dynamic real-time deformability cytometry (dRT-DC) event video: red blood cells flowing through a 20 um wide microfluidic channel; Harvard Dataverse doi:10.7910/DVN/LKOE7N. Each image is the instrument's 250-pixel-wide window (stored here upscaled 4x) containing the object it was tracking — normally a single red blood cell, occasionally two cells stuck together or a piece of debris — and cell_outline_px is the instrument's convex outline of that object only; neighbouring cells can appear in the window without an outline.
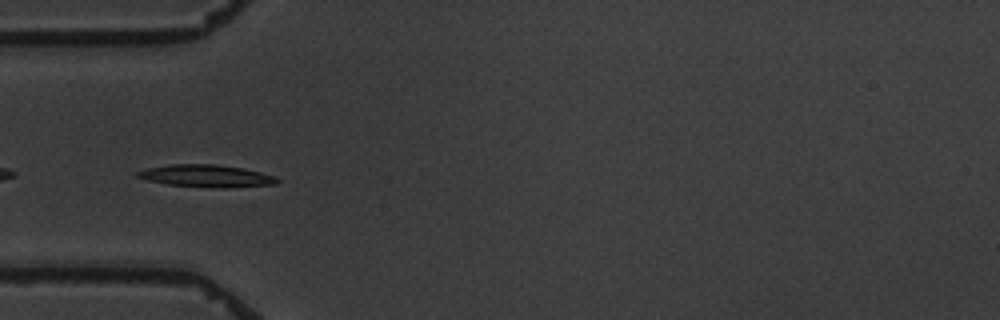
{"species": "common noctule bat (a hibernating species)", "species_latin": "Nyctalus noctula", "temperature_condition": "warm", "stored_images_in_passage": 4, "camera_frame_rate_fps": 3000, "um_per_image_px": 0.085, "animal": {"sex": "male", "body_mass_g": 19.5, "forearm_length_mm": 54.6}, "frame": {"image": 1, "passage_image": 1, "time_ms": 0.0, "image_size_px": [1000, 320], "cell_outline_px": [[280, 180], [276, 184], [224, 188], [208, 188], [168, 184], [148, 180], [136, 176], [136, 172], [148, 168], [172, 164], [216, 164], [244, 168], [276, 176]], "centroid_in_image_um": [17.58, 14.96], "position_along_channel_um": 67.4, "area_um2": 18.21}}
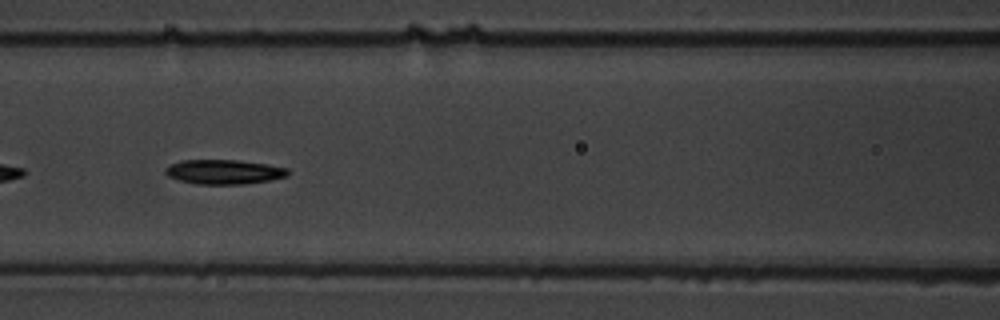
{"frame": {"image": 2, "passage_image": 3, "time_ms": 2.333, "image_size_px": [1000, 320], "cell_outline_px": [[288, 176], [268, 180], [244, 184], [196, 184], [180, 180], [168, 176], [164, 172], [164, 168], [168, 164], [180, 160], [236, 160], [268, 164], [288, 168]], "centroid_in_image_um": [19.0, 14.6], "position_along_channel_um": 147.6, "area_um2": 17.57}}
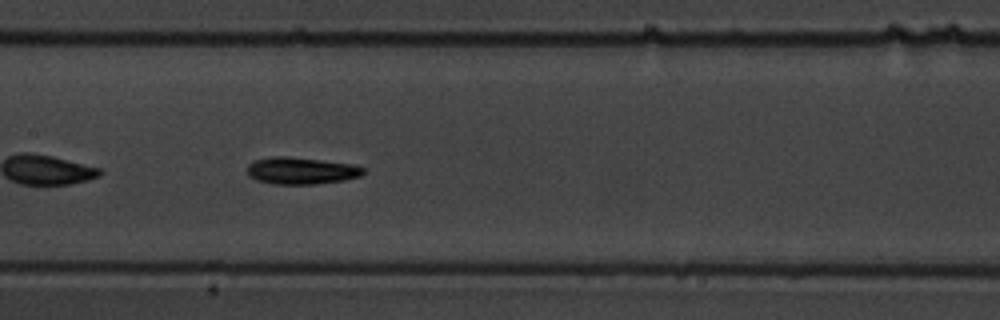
{"frame": {"image": 3, "passage_image": 4, "time_ms": 3.333, "image_size_px": [1000, 320], "cell_outline_px": [[364, 172], [360, 176], [344, 180], [316, 184], [272, 184], [256, 180], [248, 176], [248, 164], [256, 160], [272, 156], [284, 156], [320, 160], [352, 164], [364, 168]], "centroid_in_image_um": [25.58, 14.52], "position_along_channel_um": 181.8, "area_um2": 18.15}}